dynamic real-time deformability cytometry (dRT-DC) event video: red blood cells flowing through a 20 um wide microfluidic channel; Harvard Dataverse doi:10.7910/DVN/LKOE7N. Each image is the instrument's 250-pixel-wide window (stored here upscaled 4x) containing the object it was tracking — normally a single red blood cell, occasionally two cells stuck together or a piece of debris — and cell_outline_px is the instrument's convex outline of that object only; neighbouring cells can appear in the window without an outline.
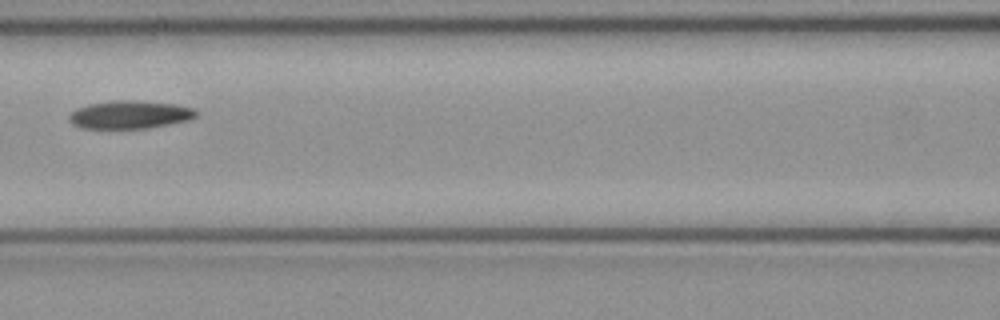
{"species": "common noctule bat (a hibernating species)", "species_latin": "Nyctalus noctula", "temperature_condition": "cold", "stored_images_in_passage": 7, "camera_frame_rate_fps": 3000, "um_per_image_px": 0.085, "animal": {"sex": "female", "body_mass_g": 21.9}, "frame": {"image": 1, "passage_image": 5, "time_ms": 1.333, "image_size_px": [1000, 320], "cell_outline_px": [[200, 112], [196, 116], [188, 120], [148, 128], [80, 128], [72, 124], [68, 120], [68, 116], [76, 108], [88, 104], [112, 100], [136, 100], [176, 104], [192, 108]], "centroid_in_image_um": [11.01, 9.74], "position_along_channel_um": 155.6, "area_um2": 20.87}}
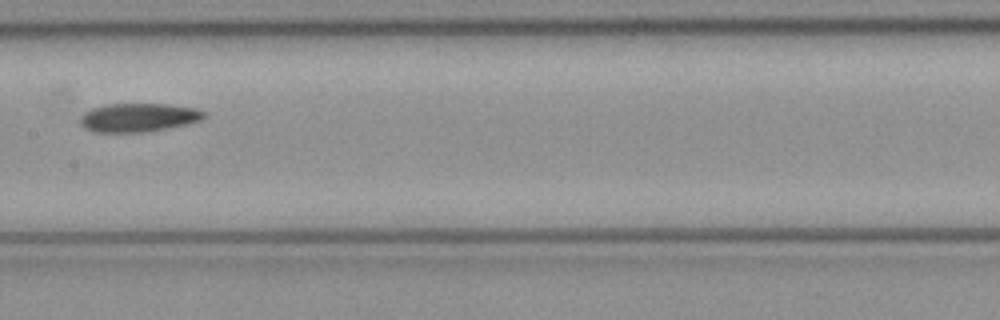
{"frame": {"image": 2, "passage_image": 6, "time_ms": 1.667, "image_size_px": [1000, 320], "cell_outline_px": [[208, 116], [200, 120], [184, 124], [148, 132], [92, 132], [84, 128], [80, 124], [80, 116], [84, 112], [92, 108], [108, 104], [168, 104], [196, 108], [204, 112]], "centroid_in_image_um": [11.73, 9.99], "position_along_channel_um": 195.7, "area_um2": 20.69}}
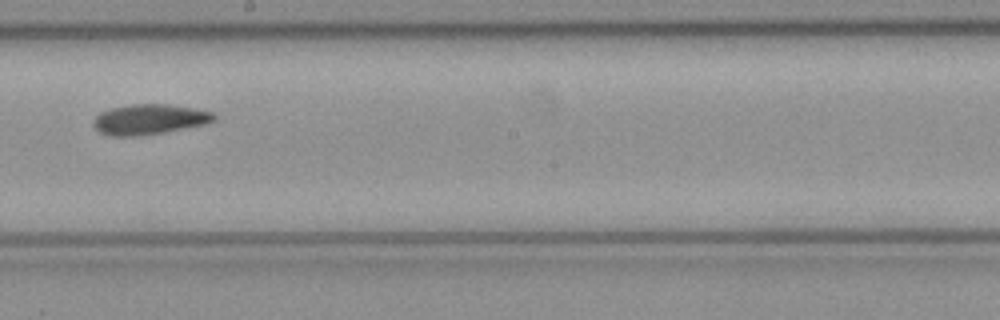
{"frame": {"image": 3, "passage_image": 7, "time_ms": 2.0, "image_size_px": [1000, 320], "cell_outline_px": [[216, 120], [204, 124], [164, 132], [140, 136], [108, 136], [100, 132], [92, 124], [92, 120], [100, 112], [108, 108], [132, 104], [168, 104], [192, 108], [212, 112], [216, 116]], "centroid_in_image_um": [12.64, 10.14], "position_along_channel_um": 235.6, "area_um2": 21.33}}